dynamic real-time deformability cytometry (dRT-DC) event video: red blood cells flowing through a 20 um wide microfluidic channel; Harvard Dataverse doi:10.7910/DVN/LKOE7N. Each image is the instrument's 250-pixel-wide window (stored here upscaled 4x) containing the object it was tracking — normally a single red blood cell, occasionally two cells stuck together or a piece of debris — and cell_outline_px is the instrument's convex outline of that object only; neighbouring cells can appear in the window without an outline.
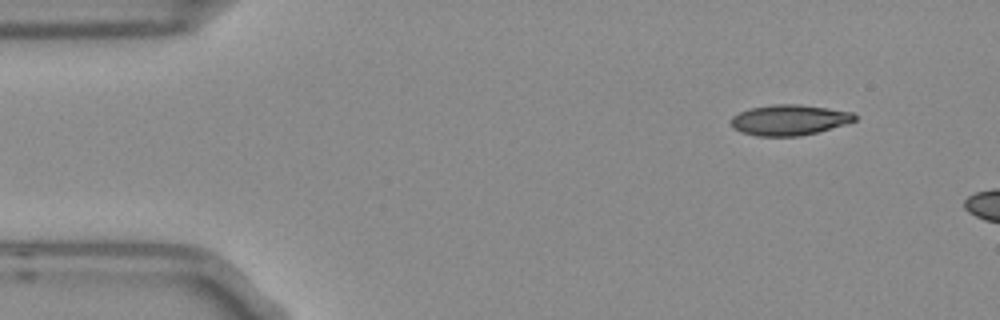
{"species": "Egyptian fruit bat (a non-hibernating species)", "species_latin": "Rousettus aegyptiacus", "temperature_condition": "room temperature", "stored_images_in_passage": 2, "camera_frame_rate_fps": 3000, "um_per_image_px": 0.085, "frame": {"image": 1, "passage_image": 1, "time_ms": 0.0, "image_size_px": [1000, 320], "cell_outline_px": [[856, 120], [848, 124], [800, 136], [756, 136], [740, 132], [732, 128], [732, 116], [748, 108], [772, 104], [800, 104], [828, 108], [852, 112], [856, 116]], "centroid_in_image_um": [67.08, 10.19], "position_along_channel_um": 17.9, "area_um2": 22.2}}